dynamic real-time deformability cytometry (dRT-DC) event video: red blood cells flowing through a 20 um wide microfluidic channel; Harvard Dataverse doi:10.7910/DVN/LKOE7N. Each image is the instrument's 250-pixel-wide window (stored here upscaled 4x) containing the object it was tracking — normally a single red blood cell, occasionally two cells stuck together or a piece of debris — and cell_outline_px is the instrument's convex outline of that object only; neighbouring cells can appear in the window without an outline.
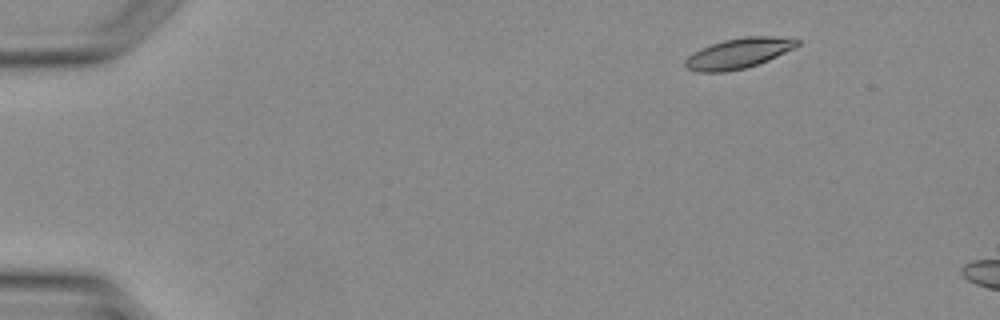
{"species": "Egyptian fruit bat (a non-hibernating species)", "species_latin": "Rousettus aegyptiacus", "temperature_condition": "warm", "stored_images_in_passage": 4, "camera_frame_rate_fps": 3000, "um_per_image_px": 0.085, "animal": {"sex": "female"}, "frame": {"image": 1, "passage_image": 1, "time_ms": 0.0, "image_size_px": [1000, 320], "cell_outline_px": [[800, 44], [768, 60], [744, 68], [724, 72], [696, 72], [688, 68], [684, 64], [684, 60], [688, 56], [700, 48], [724, 40], [748, 36], [772, 36], [800, 40]], "centroid_in_image_um": [62.73, 4.53], "position_along_channel_um": 22.3, "area_um2": 19.42}}
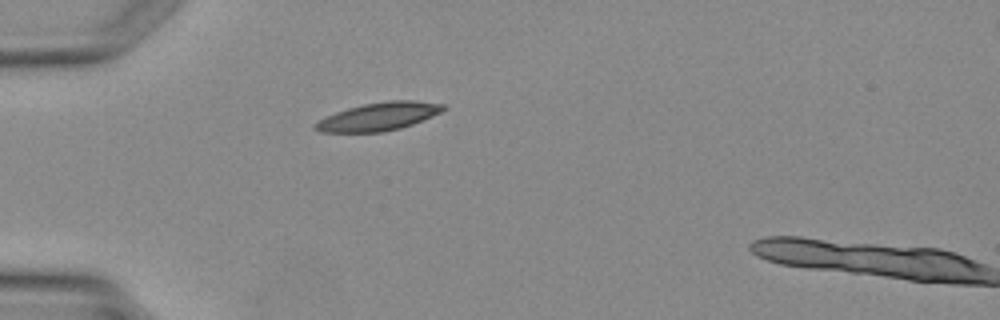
{"frame": {"image": 2, "passage_image": 3, "time_ms": 2.333, "image_size_px": [1000, 320], "cell_outline_px": [[444, 108], [440, 112], [432, 116], [412, 124], [400, 128], [380, 132], [320, 132], [312, 128], [312, 124], [336, 112], [348, 108], [364, 104], [388, 100], [416, 100], [444, 104]], "centroid_in_image_um": [32.16, 9.9], "position_along_channel_um": 52.8, "area_um2": 20.75}}